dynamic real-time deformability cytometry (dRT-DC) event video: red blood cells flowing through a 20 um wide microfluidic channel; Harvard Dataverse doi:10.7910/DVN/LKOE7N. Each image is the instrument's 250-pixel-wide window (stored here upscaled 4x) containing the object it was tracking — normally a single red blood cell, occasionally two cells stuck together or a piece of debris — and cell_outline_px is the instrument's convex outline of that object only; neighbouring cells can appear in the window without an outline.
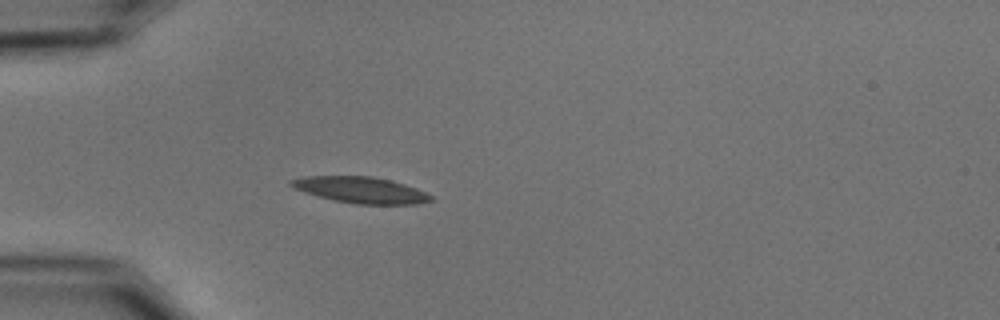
{"species": "common noctule bat (a hibernating species)", "species_latin": "Nyctalus noctula", "temperature_condition": "cold", "stored_images_in_passage": 33, "camera_frame_rate_fps": 3000, "um_per_image_px": 0.085, "animal": {"sex": "male", "body_mass_g": 15.6}, "frame": {"image": 1, "passage_image": 6, "time_ms": 1.667, "image_size_px": [1000, 320], "cell_outline_px": [[436, 200], [416, 204], [356, 204], [332, 200], [304, 192], [288, 184], [288, 180], [304, 176], [372, 176], [392, 180], [416, 188], [432, 196]], "centroid_in_image_um": [30.66, 16.14], "position_along_channel_um": 54.3, "area_um2": 21.44}}
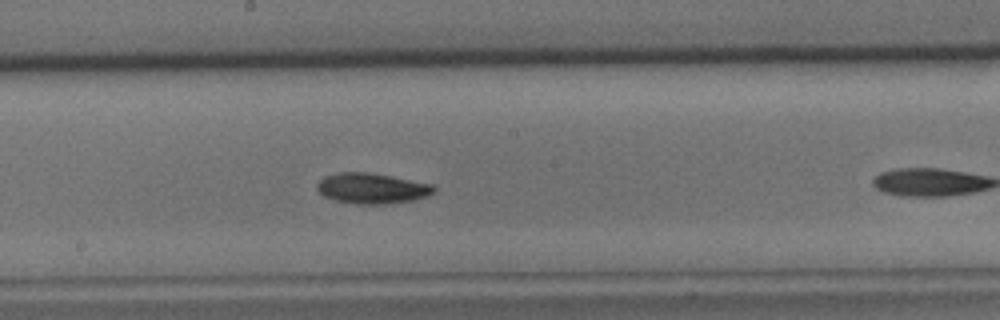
{"frame": {"image": 2, "passage_image": 16, "time_ms": 5.0, "image_size_px": [1000, 320], "cell_outline_px": [[436, 192], [428, 196], [412, 200], [392, 204], [356, 204], [336, 200], [324, 196], [316, 188], [316, 184], [324, 176], [340, 172], [368, 172], [392, 176], [432, 184], [436, 188]], "centroid_in_image_um": [31.64, 16.01], "position_along_channel_um": 216.6, "area_um2": 20.92}}
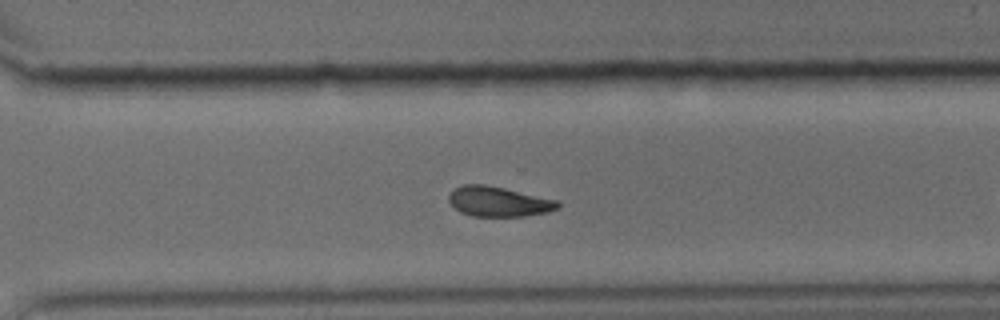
{"frame": {"image": 3, "passage_image": 25, "time_ms": 8.0, "image_size_px": [1000, 320], "cell_outline_px": [[560, 208], [548, 212], [524, 216], [472, 216], [460, 212], [448, 200], [448, 196], [456, 188], [464, 184], [484, 184], [504, 188], [560, 200]], "centroid_in_image_um": [42.43, 17.13], "position_along_channel_um": 328.2, "area_um2": 19.07}, "authors_computed_cell_mechanics": {"area_um2": 19.652, "velocity_mm_per_s": 3.7291, "shape_relaxation_time_tau1_ms": 1.8108, "shape_relaxation_time_tau2_ms": null, "deformation_change_tau1": 0.0964, "deformation_change_tau2": null}}